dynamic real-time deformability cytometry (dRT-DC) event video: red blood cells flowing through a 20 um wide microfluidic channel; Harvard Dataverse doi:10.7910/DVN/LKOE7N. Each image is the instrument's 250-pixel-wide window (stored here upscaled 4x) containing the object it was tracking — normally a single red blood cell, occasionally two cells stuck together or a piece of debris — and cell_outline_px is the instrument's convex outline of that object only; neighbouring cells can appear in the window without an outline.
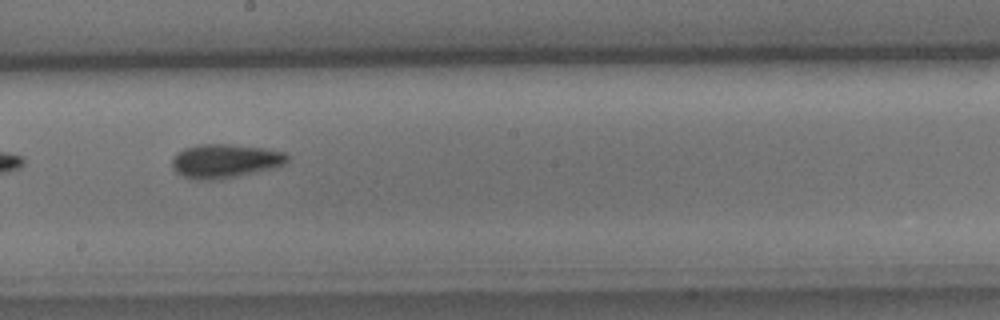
{"species": "common noctule bat (a hibernating species)", "species_latin": "Nyctalus noctula", "temperature_condition": "cold", "stored_images_in_passage": 13, "camera_frame_rate_fps": 3000, "um_per_image_px": 0.085, "animal": {"sex": "male", "body_mass_g": 15.6}, "frame": {"image": 1, "passage_image": 8, "time_ms": 2.333, "image_size_px": [1000, 320], "cell_outline_px": [[288, 160], [284, 164], [276, 168], [220, 180], [196, 180], [184, 176], [176, 172], [172, 168], [172, 156], [176, 152], [184, 148], [196, 144], [228, 144], [264, 148], [284, 152], [288, 156]], "centroid_in_image_um": [19.11, 13.69], "position_along_channel_um": 229.1, "area_um2": 23.12}}
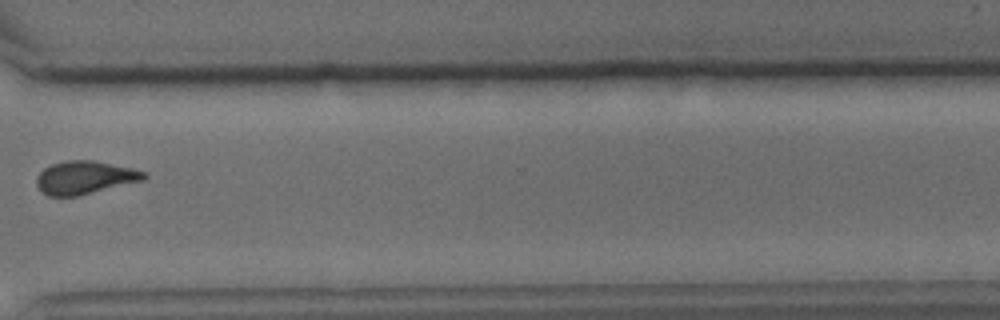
{"frame": {"image": 2, "passage_image": 11, "time_ms": 3.333, "image_size_px": [1000, 320], "cell_outline_px": [[148, 176], [144, 180], [80, 196], [48, 196], [40, 192], [36, 184], [36, 176], [44, 168], [52, 164], [64, 160], [92, 160], [132, 168], [148, 172]], "centroid_in_image_um": [7.21, 15.1], "position_along_channel_um": 363.4, "area_um2": 21.04}}